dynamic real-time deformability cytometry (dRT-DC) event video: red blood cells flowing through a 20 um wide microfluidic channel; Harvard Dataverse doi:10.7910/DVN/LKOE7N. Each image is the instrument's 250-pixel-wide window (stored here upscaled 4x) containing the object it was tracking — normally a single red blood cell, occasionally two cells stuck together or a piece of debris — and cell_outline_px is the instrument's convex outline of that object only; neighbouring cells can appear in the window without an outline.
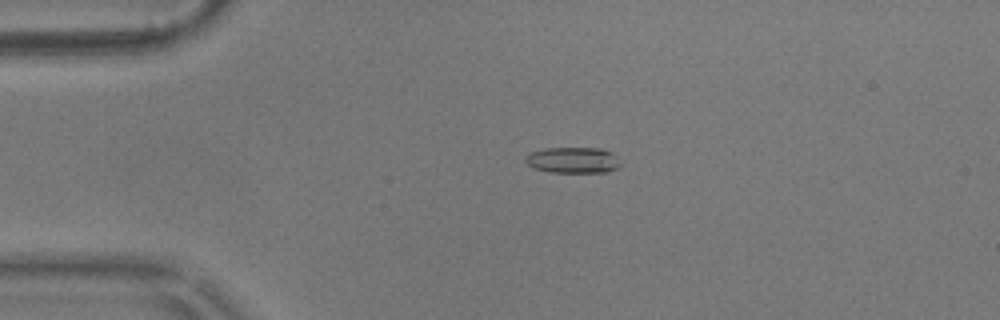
{"species": "common noctule bat (a hibernating species)", "species_latin": "Nyctalus noctula", "temperature_condition": "warm", "stored_images_in_passage": 46, "camera_frame_rate_fps": 3000, "um_per_image_px": 0.085, "animal": {"sex": "male", "body_mass_g": 17.9}, "frame": {"image": 1, "passage_image": 2, "time_ms": 0.333, "image_size_px": [1000, 320], "cell_outline_px": [[620, 164], [616, 168], [608, 172], [552, 172], [536, 168], [528, 164], [524, 160], [524, 156], [532, 152], [544, 148], [600, 148], [612, 152], [616, 156]], "centroid_in_image_um": [48.7, 13.6], "position_along_channel_um": 36.3, "area_um2": 14.28}}
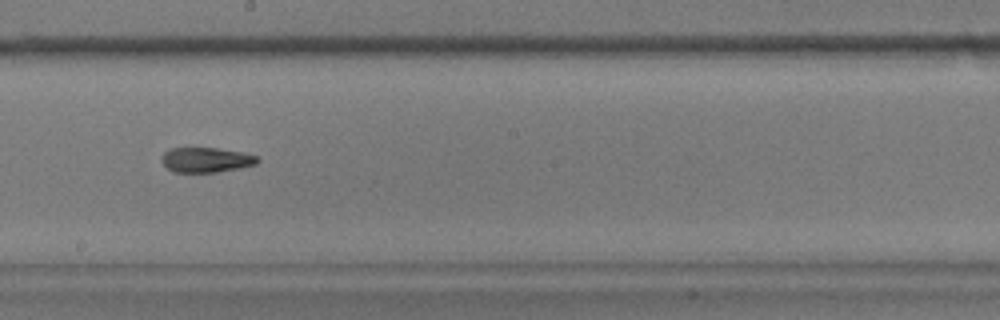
{"frame": {"image": 2, "passage_image": 21, "time_ms": 6.667, "image_size_px": [1000, 320], "cell_outline_px": [[260, 160], [256, 164], [240, 168], [216, 172], [172, 172], [164, 164], [164, 152], [172, 148], [216, 148], [244, 152], [256, 156]], "centroid_in_image_um": [17.57, 13.59], "position_along_channel_um": 230.6, "area_um2": 13.76}}
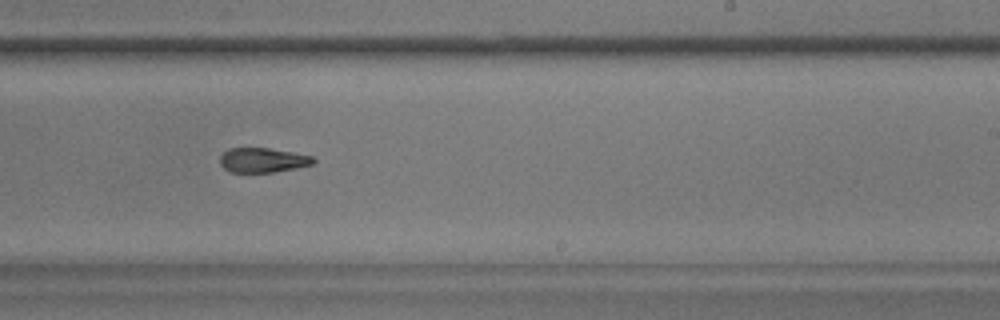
{"frame": {"image": 3, "passage_image": 24, "time_ms": 7.667, "image_size_px": [1000, 320], "cell_outline_px": [[316, 160], [312, 164], [296, 168], [272, 172], [232, 172], [224, 168], [220, 164], [220, 156], [228, 148], [268, 148], [292, 152], [312, 156]], "centroid_in_image_um": [22.32, 13.61], "position_along_channel_um": 266.7, "area_um2": 13.29}, "authors_computed_cell_mechanics": {"area_um2": 14.3922, "velocity_mm_per_s": 3.612, "shape_relaxation_time_tau1_ms": null, "shape_relaxation_time_tau2_ms": 4.9271, "deformation_change_tau1": null, "deformation_change_tau2": 0.1384}}